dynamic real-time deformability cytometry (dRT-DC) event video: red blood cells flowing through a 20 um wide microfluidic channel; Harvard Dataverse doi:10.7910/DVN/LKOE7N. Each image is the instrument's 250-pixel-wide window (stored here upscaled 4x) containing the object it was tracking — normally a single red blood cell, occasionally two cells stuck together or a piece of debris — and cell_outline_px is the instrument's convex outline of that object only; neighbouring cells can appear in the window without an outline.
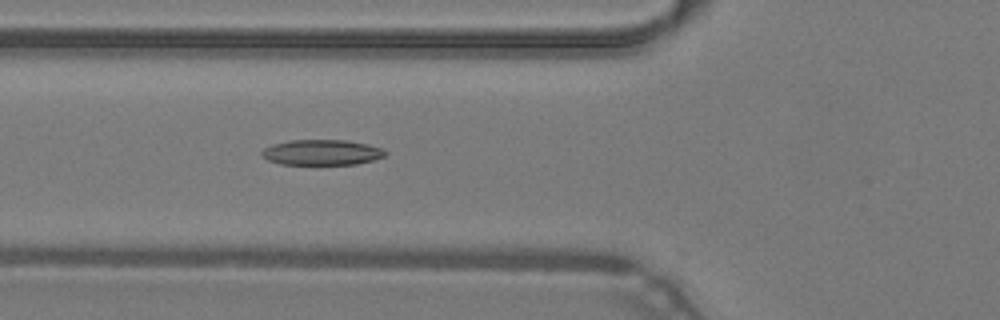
{"species": "common noctule bat (a hibernating species)", "species_latin": "Nyctalus noctula", "temperature_condition": "warm", "stored_images_in_passage": 48, "camera_frame_rate_fps": 3000, "um_per_image_px": 0.085, "animal": {"sex": "male", "body_mass_g": 19.2, "forearm_length_mm": 51.8}, "frame": {"image": 1, "passage_image": 18, "time_ms": 5.667, "image_size_px": [1000, 320], "cell_outline_px": [[388, 152], [384, 156], [372, 160], [356, 164], [280, 164], [268, 160], [260, 152], [264, 148], [272, 144], [288, 140], [348, 140], [368, 144], [380, 148]], "centroid_in_image_um": [27.34, 12.94], "position_along_channel_um": 98.5, "area_um2": 18.26}}
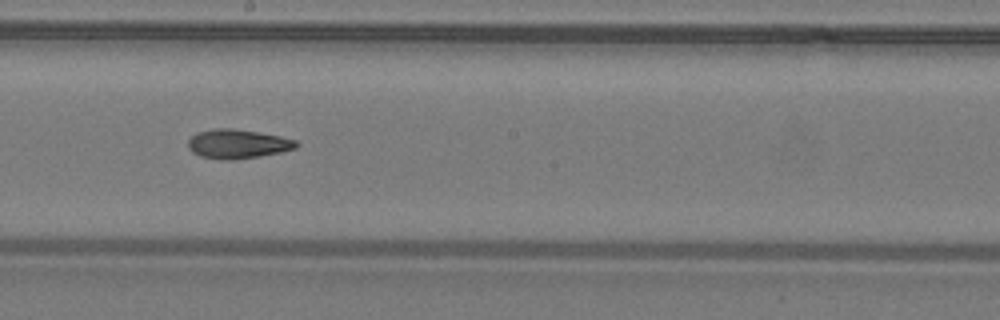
{"frame": {"image": 2, "passage_image": 27, "time_ms": 8.667, "image_size_px": [1000, 320], "cell_outline_px": [[300, 144], [296, 148], [280, 152], [260, 156], [228, 160], [220, 160], [200, 156], [192, 152], [188, 148], [188, 140], [196, 132], [212, 128], [232, 128], [280, 136], [296, 140]], "centroid_in_image_um": [20.17, 12.23], "position_along_channel_um": 228.0, "area_um2": 18.44}}
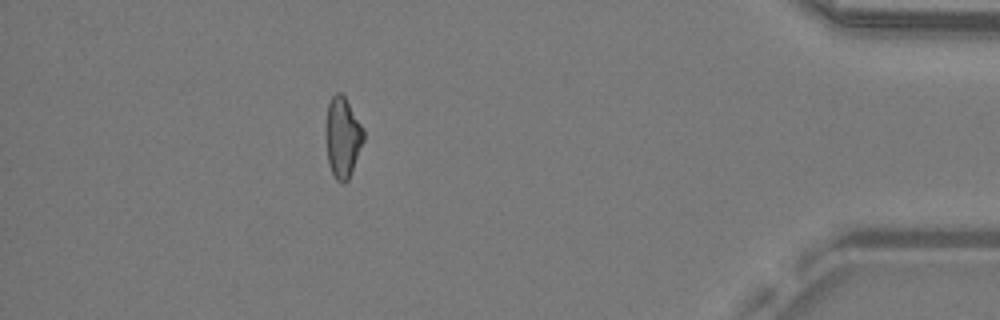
{"frame": {"image": 3, "passage_image": 43, "time_ms": 14.0, "image_size_px": [1000, 320], "cell_outline_px": [[364, 140], [348, 180], [344, 184], [336, 180], [328, 164], [324, 136], [324, 132], [328, 104], [332, 96], [336, 92], [340, 92], [344, 96], [364, 128]], "centroid_in_image_um": [29.09, 11.67], "position_along_channel_um": 406.1, "area_um2": 17.98}, "authors_computed_cell_mechanics": {"area_um2": 18.2937, "velocity_mm_per_s": 4.296, "shape_relaxation_time_tau1_ms": null, "shape_relaxation_time_tau2_ms": 2.9738, "deformation_change_tau1": null, "deformation_change_tau2": 0.109}}